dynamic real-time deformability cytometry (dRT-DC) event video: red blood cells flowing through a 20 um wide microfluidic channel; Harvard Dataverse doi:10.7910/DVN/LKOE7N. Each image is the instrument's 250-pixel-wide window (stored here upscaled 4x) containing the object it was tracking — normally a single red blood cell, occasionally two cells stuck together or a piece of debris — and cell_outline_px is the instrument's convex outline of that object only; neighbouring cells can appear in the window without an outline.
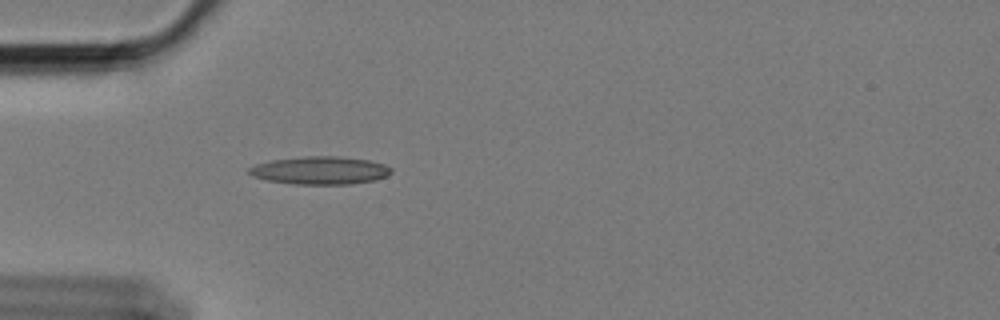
{"species": "Egyptian fruit bat (a non-hibernating species)", "species_latin": "Rousettus aegyptiacus", "temperature_condition": "cold", "stored_images_in_passage": 58, "camera_frame_rate_fps": 3000, "um_per_image_px": 0.085, "animal": {"sex": "female"}, "frame": {"image": 1, "passage_image": 17, "time_ms": 5.333, "image_size_px": [1000, 320], "cell_outline_px": [[392, 172], [388, 176], [376, 180], [352, 184], [292, 184], [268, 180], [252, 176], [248, 172], [248, 168], [256, 164], [272, 160], [304, 156], [340, 156], [368, 160], [384, 164], [392, 168]], "centroid_in_image_um": [27.24, 14.48], "position_along_channel_um": 57.8, "area_um2": 23.24}}
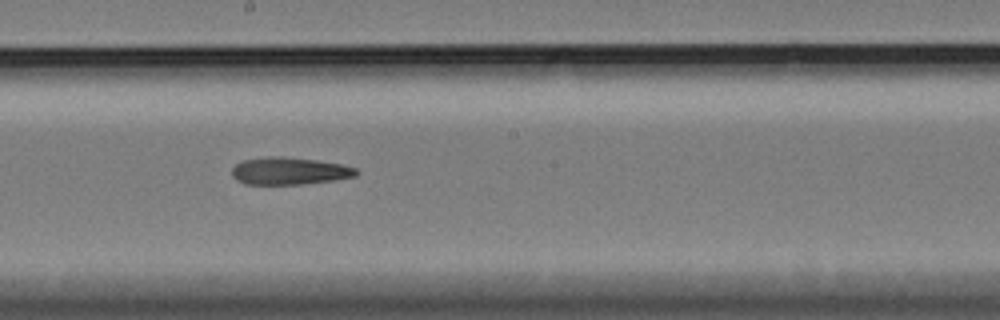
{"frame": {"image": 2, "passage_image": 32, "time_ms": 10.333, "image_size_px": [1000, 320], "cell_outline_px": [[360, 172], [356, 176], [336, 180], [300, 184], [244, 184], [236, 180], [232, 176], [232, 168], [236, 164], [244, 160], [268, 156], [284, 156], [316, 160], [340, 164], [356, 168]], "centroid_in_image_um": [24.6, 14.53], "position_along_channel_um": 223.6, "area_um2": 19.88}}
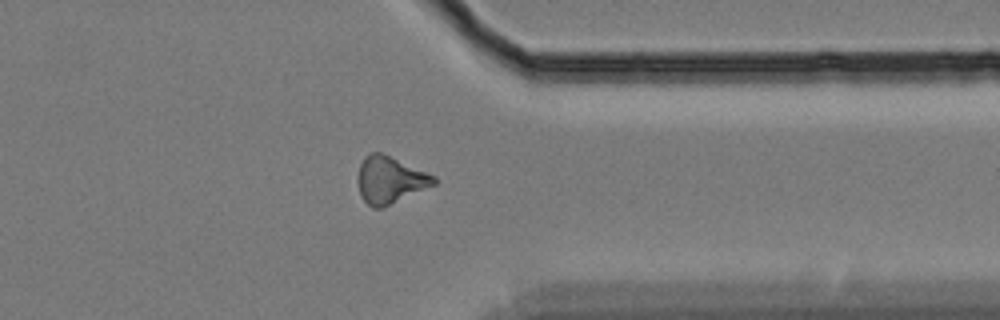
{"frame": {"image": 3, "passage_image": 46, "time_ms": 15.0, "image_size_px": [1000, 320], "cell_outline_px": [[436, 184], [380, 208], [372, 208], [360, 196], [356, 180], [356, 176], [360, 164], [364, 156], [372, 152], [380, 152], [436, 176]], "centroid_in_image_um": [33.1, 15.28], "position_along_channel_um": 378.3, "area_um2": 20.69}, "authors_computed_cell_mechanics": {"area_um2": 20.2878, "velocity_mm_per_s": 3.4029, "shape_relaxation_time_tau1_ms": null, "shape_relaxation_time_tau2_ms": 9.8905, "deformation_change_tau1": null, "deformation_change_tau2": 0.2293}}